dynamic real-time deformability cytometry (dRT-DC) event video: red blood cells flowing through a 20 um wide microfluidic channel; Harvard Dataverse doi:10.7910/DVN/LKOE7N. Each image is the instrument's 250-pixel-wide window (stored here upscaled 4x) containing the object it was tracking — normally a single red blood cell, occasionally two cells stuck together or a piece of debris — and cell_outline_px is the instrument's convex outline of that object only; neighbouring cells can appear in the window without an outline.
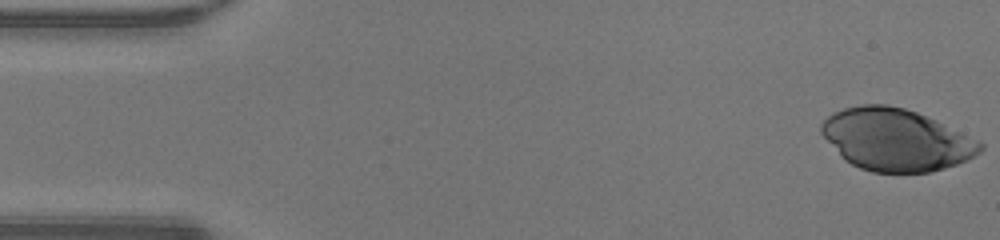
{"species": "human", "species_latin": "Homo sapiens", "temperature_condition": "warm", "stored_images_in_passage": 17, "camera_frame_rate_fps": 3000, "um_per_image_px": 0.085, "donor": {"sex": "male"}, "frame": {"image": 1, "passage_image": 1, "time_ms": 0.0, "image_size_px": [1000, 240], "cell_outline_px": [[984, 148], [980, 152], [956, 164], [944, 168], [928, 172], [872, 172], [860, 168], [852, 164], [820, 132], [820, 124], [832, 112], [844, 108], [860, 104], [888, 104], [904, 108], [916, 112], [936, 120], [984, 144]], "centroid_in_image_um": [76.15, 11.85], "position_along_channel_um": 8.8, "area_um2": 56.53}}
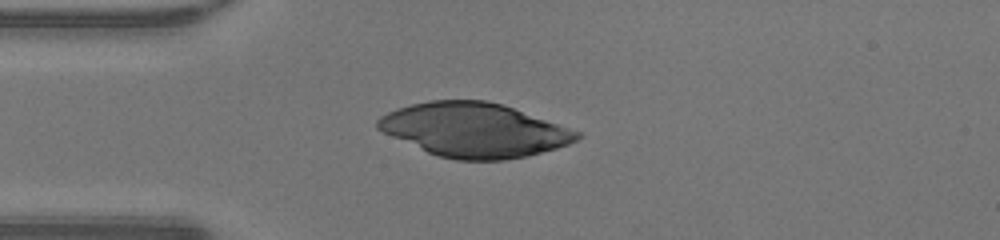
{"frame": {"image": 2, "passage_image": 12, "time_ms": 3.667, "image_size_px": [1000, 240], "cell_outline_px": [[584, 132], [576, 140], [568, 144], [556, 148], [528, 156], [504, 160], [456, 160], [440, 156], [428, 152], [392, 136], [376, 128], [376, 120], [380, 116], [396, 108], [428, 100], [484, 100], [504, 104]], "centroid_in_image_um": [40.35, 11.04], "position_along_channel_um": 44.7, "area_um2": 62.89}}